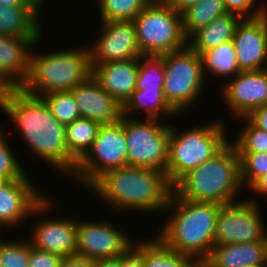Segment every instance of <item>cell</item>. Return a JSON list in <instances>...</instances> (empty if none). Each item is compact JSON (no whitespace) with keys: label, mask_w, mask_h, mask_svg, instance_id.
<instances>
[{"label":"cell","mask_w":267,"mask_h":267,"mask_svg":"<svg viewBox=\"0 0 267 267\" xmlns=\"http://www.w3.org/2000/svg\"><path fill=\"white\" fill-rule=\"evenodd\" d=\"M197 267H211L205 260L198 262Z\"/></svg>","instance_id":"obj_45"},{"label":"cell","mask_w":267,"mask_h":267,"mask_svg":"<svg viewBox=\"0 0 267 267\" xmlns=\"http://www.w3.org/2000/svg\"><path fill=\"white\" fill-rule=\"evenodd\" d=\"M1 131L3 130L0 129V176L7 180L22 179L26 174L8 147L4 132Z\"/></svg>","instance_id":"obj_35"},{"label":"cell","mask_w":267,"mask_h":267,"mask_svg":"<svg viewBox=\"0 0 267 267\" xmlns=\"http://www.w3.org/2000/svg\"><path fill=\"white\" fill-rule=\"evenodd\" d=\"M88 188L112 208L147 212L165 210L173 192L166 172L132 166L108 170Z\"/></svg>","instance_id":"obj_2"},{"label":"cell","mask_w":267,"mask_h":267,"mask_svg":"<svg viewBox=\"0 0 267 267\" xmlns=\"http://www.w3.org/2000/svg\"><path fill=\"white\" fill-rule=\"evenodd\" d=\"M63 257L48 251L38 250L30 243L28 267H60Z\"/></svg>","instance_id":"obj_36"},{"label":"cell","mask_w":267,"mask_h":267,"mask_svg":"<svg viewBox=\"0 0 267 267\" xmlns=\"http://www.w3.org/2000/svg\"><path fill=\"white\" fill-rule=\"evenodd\" d=\"M220 207L218 203L185 200L172 192L166 207L172 215L158 236L173 251L203 261L214 246Z\"/></svg>","instance_id":"obj_3"},{"label":"cell","mask_w":267,"mask_h":267,"mask_svg":"<svg viewBox=\"0 0 267 267\" xmlns=\"http://www.w3.org/2000/svg\"><path fill=\"white\" fill-rule=\"evenodd\" d=\"M233 42L240 72L266 69L267 13L242 18L236 26Z\"/></svg>","instance_id":"obj_15"},{"label":"cell","mask_w":267,"mask_h":267,"mask_svg":"<svg viewBox=\"0 0 267 267\" xmlns=\"http://www.w3.org/2000/svg\"><path fill=\"white\" fill-rule=\"evenodd\" d=\"M205 261L211 267H247L267 264V240L213 246Z\"/></svg>","instance_id":"obj_21"},{"label":"cell","mask_w":267,"mask_h":267,"mask_svg":"<svg viewBox=\"0 0 267 267\" xmlns=\"http://www.w3.org/2000/svg\"><path fill=\"white\" fill-rule=\"evenodd\" d=\"M241 186L239 156L228 142L208 161L184 174L173 185V192L185 200L224 205L234 202Z\"/></svg>","instance_id":"obj_4"},{"label":"cell","mask_w":267,"mask_h":267,"mask_svg":"<svg viewBox=\"0 0 267 267\" xmlns=\"http://www.w3.org/2000/svg\"><path fill=\"white\" fill-rule=\"evenodd\" d=\"M243 118L247 124L235 143L232 142L237 153L267 152V131L256 127L247 117Z\"/></svg>","instance_id":"obj_32"},{"label":"cell","mask_w":267,"mask_h":267,"mask_svg":"<svg viewBox=\"0 0 267 267\" xmlns=\"http://www.w3.org/2000/svg\"><path fill=\"white\" fill-rule=\"evenodd\" d=\"M44 0H0L2 5L41 4Z\"/></svg>","instance_id":"obj_44"},{"label":"cell","mask_w":267,"mask_h":267,"mask_svg":"<svg viewBox=\"0 0 267 267\" xmlns=\"http://www.w3.org/2000/svg\"><path fill=\"white\" fill-rule=\"evenodd\" d=\"M224 86V99L229 109L240 118L267 104V68L241 71Z\"/></svg>","instance_id":"obj_16"},{"label":"cell","mask_w":267,"mask_h":267,"mask_svg":"<svg viewBox=\"0 0 267 267\" xmlns=\"http://www.w3.org/2000/svg\"><path fill=\"white\" fill-rule=\"evenodd\" d=\"M255 0H224L225 7L228 13H234L239 15L241 18H255L267 13L266 7L254 9L253 13L247 12L252 9ZM245 15V16H244Z\"/></svg>","instance_id":"obj_37"},{"label":"cell","mask_w":267,"mask_h":267,"mask_svg":"<svg viewBox=\"0 0 267 267\" xmlns=\"http://www.w3.org/2000/svg\"><path fill=\"white\" fill-rule=\"evenodd\" d=\"M101 35L89 49L90 64L137 59L142 56L133 21H101Z\"/></svg>","instance_id":"obj_12"},{"label":"cell","mask_w":267,"mask_h":267,"mask_svg":"<svg viewBox=\"0 0 267 267\" xmlns=\"http://www.w3.org/2000/svg\"><path fill=\"white\" fill-rule=\"evenodd\" d=\"M247 118L259 129L267 131V104L254 109Z\"/></svg>","instance_id":"obj_40"},{"label":"cell","mask_w":267,"mask_h":267,"mask_svg":"<svg viewBox=\"0 0 267 267\" xmlns=\"http://www.w3.org/2000/svg\"><path fill=\"white\" fill-rule=\"evenodd\" d=\"M135 109L145 110L147 119H158L160 114H178L166 101L163 91L135 90L122 106L123 116Z\"/></svg>","instance_id":"obj_28"},{"label":"cell","mask_w":267,"mask_h":267,"mask_svg":"<svg viewBox=\"0 0 267 267\" xmlns=\"http://www.w3.org/2000/svg\"><path fill=\"white\" fill-rule=\"evenodd\" d=\"M30 72L22 88L43 96L52 92L71 91L91 74L89 49H70L36 55L31 49Z\"/></svg>","instance_id":"obj_5"},{"label":"cell","mask_w":267,"mask_h":267,"mask_svg":"<svg viewBox=\"0 0 267 267\" xmlns=\"http://www.w3.org/2000/svg\"><path fill=\"white\" fill-rule=\"evenodd\" d=\"M168 5L173 7L178 12L186 9L188 6L192 4H196L201 0H164Z\"/></svg>","instance_id":"obj_42"},{"label":"cell","mask_w":267,"mask_h":267,"mask_svg":"<svg viewBox=\"0 0 267 267\" xmlns=\"http://www.w3.org/2000/svg\"><path fill=\"white\" fill-rule=\"evenodd\" d=\"M95 260L79 254L63 257L60 267H94Z\"/></svg>","instance_id":"obj_39"},{"label":"cell","mask_w":267,"mask_h":267,"mask_svg":"<svg viewBox=\"0 0 267 267\" xmlns=\"http://www.w3.org/2000/svg\"><path fill=\"white\" fill-rule=\"evenodd\" d=\"M164 72V97L180 113L193 101L195 103L204 85L200 55L188 45L164 54Z\"/></svg>","instance_id":"obj_8"},{"label":"cell","mask_w":267,"mask_h":267,"mask_svg":"<svg viewBox=\"0 0 267 267\" xmlns=\"http://www.w3.org/2000/svg\"><path fill=\"white\" fill-rule=\"evenodd\" d=\"M191 256L173 251L159 236L143 242V267H197Z\"/></svg>","instance_id":"obj_25"},{"label":"cell","mask_w":267,"mask_h":267,"mask_svg":"<svg viewBox=\"0 0 267 267\" xmlns=\"http://www.w3.org/2000/svg\"><path fill=\"white\" fill-rule=\"evenodd\" d=\"M128 166L124 116L114 124L101 125L91 149L78 162L74 176L87 188L104 172Z\"/></svg>","instance_id":"obj_10"},{"label":"cell","mask_w":267,"mask_h":267,"mask_svg":"<svg viewBox=\"0 0 267 267\" xmlns=\"http://www.w3.org/2000/svg\"><path fill=\"white\" fill-rule=\"evenodd\" d=\"M219 122V123H218ZM220 121L176 133L170 126L166 175L174 185L189 170L216 155L227 143Z\"/></svg>","instance_id":"obj_6"},{"label":"cell","mask_w":267,"mask_h":267,"mask_svg":"<svg viewBox=\"0 0 267 267\" xmlns=\"http://www.w3.org/2000/svg\"><path fill=\"white\" fill-rule=\"evenodd\" d=\"M258 203L255 199L221 205L214 246L267 240Z\"/></svg>","instance_id":"obj_11"},{"label":"cell","mask_w":267,"mask_h":267,"mask_svg":"<svg viewBox=\"0 0 267 267\" xmlns=\"http://www.w3.org/2000/svg\"><path fill=\"white\" fill-rule=\"evenodd\" d=\"M25 175L22 179L8 180L0 188V225L16 226L26 216L49 208L48 198L42 197ZM47 208V209H46Z\"/></svg>","instance_id":"obj_14"},{"label":"cell","mask_w":267,"mask_h":267,"mask_svg":"<svg viewBox=\"0 0 267 267\" xmlns=\"http://www.w3.org/2000/svg\"><path fill=\"white\" fill-rule=\"evenodd\" d=\"M164 77V55H142L139 58L136 90L163 91Z\"/></svg>","instance_id":"obj_29"},{"label":"cell","mask_w":267,"mask_h":267,"mask_svg":"<svg viewBox=\"0 0 267 267\" xmlns=\"http://www.w3.org/2000/svg\"><path fill=\"white\" fill-rule=\"evenodd\" d=\"M241 17L234 13H228L216 18L207 26L200 28L191 35L192 40H187V45L195 52L209 51L229 41H233L236 26Z\"/></svg>","instance_id":"obj_23"},{"label":"cell","mask_w":267,"mask_h":267,"mask_svg":"<svg viewBox=\"0 0 267 267\" xmlns=\"http://www.w3.org/2000/svg\"><path fill=\"white\" fill-rule=\"evenodd\" d=\"M30 243L38 250L48 251L62 257L76 254L77 220L45 219L36 223Z\"/></svg>","instance_id":"obj_20"},{"label":"cell","mask_w":267,"mask_h":267,"mask_svg":"<svg viewBox=\"0 0 267 267\" xmlns=\"http://www.w3.org/2000/svg\"><path fill=\"white\" fill-rule=\"evenodd\" d=\"M8 180L5 177L0 176V188L7 182Z\"/></svg>","instance_id":"obj_46"},{"label":"cell","mask_w":267,"mask_h":267,"mask_svg":"<svg viewBox=\"0 0 267 267\" xmlns=\"http://www.w3.org/2000/svg\"><path fill=\"white\" fill-rule=\"evenodd\" d=\"M100 126V123L84 117L66 125L67 148L78 162L91 149Z\"/></svg>","instance_id":"obj_26"},{"label":"cell","mask_w":267,"mask_h":267,"mask_svg":"<svg viewBox=\"0 0 267 267\" xmlns=\"http://www.w3.org/2000/svg\"><path fill=\"white\" fill-rule=\"evenodd\" d=\"M240 181L250 187L260 176L267 172V152L238 153Z\"/></svg>","instance_id":"obj_33"},{"label":"cell","mask_w":267,"mask_h":267,"mask_svg":"<svg viewBox=\"0 0 267 267\" xmlns=\"http://www.w3.org/2000/svg\"><path fill=\"white\" fill-rule=\"evenodd\" d=\"M94 267H120V256L95 260Z\"/></svg>","instance_id":"obj_43"},{"label":"cell","mask_w":267,"mask_h":267,"mask_svg":"<svg viewBox=\"0 0 267 267\" xmlns=\"http://www.w3.org/2000/svg\"><path fill=\"white\" fill-rule=\"evenodd\" d=\"M0 108L15 122L30 150L61 172L74 173L78 161L67 148L66 125L53 116L43 96L22 87L3 88Z\"/></svg>","instance_id":"obj_1"},{"label":"cell","mask_w":267,"mask_h":267,"mask_svg":"<svg viewBox=\"0 0 267 267\" xmlns=\"http://www.w3.org/2000/svg\"><path fill=\"white\" fill-rule=\"evenodd\" d=\"M128 166L166 171L170 124L124 116Z\"/></svg>","instance_id":"obj_9"},{"label":"cell","mask_w":267,"mask_h":267,"mask_svg":"<svg viewBox=\"0 0 267 267\" xmlns=\"http://www.w3.org/2000/svg\"><path fill=\"white\" fill-rule=\"evenodd\" d=\"M29 256L30 241H0V264L3 267H28Z\"/></svg>","instance_id":"obj_34"},{"label":"cell","mask_w":267,"mask_h":267,"mask_svg":"<svg viewBox=\"0 0 267 267\" xmlns=\"http://www.w3.org/2000/svg\"><path fill=\"white\" fill-rule=\"evenodd\" d=\"M132 21L143 56H161L187 45L181 13L164 0H152Z\"/></svg>","instance_id":"obj_7"},{"label":"cell","mask_w":267,"mask_h":267,"mask_svg":"<svg viewBox=\"0 0 267 267\" xmlns=\"http://www.w3.org/2000/svg\"><path fill=\"white\" fill-rule=\"evenodd\" d=\"M249 188L253 189L258 195H267V172L260 176Z\"/></svg>","instance_id":"obj_41"},{"label":"cell","mask_w":267,"mask_h":267,"mask_svg":"<svg viewBox=\"0 0 267 267\" xmlns=\"http://www.w3.org/2000/svg\"><path fill=\"white\" fill-rule=\"evenodd\" d=\"M92 76L123 106L136 90L139 58L91 65Z\"/></svg>","instance_id":"obj_19"},{"label":"cell","mask_w":267,"mask_h":267,"mask_svg":"<svg viewBox=\"0 0 267 267\" xmlns=\"http://www.w3.org/2000/svg\"><path fill=\"white\" fill-rule=\"evenodd\" d=\"M101 21H132L152 0H99Z\"/></svg>","instance_id":"obj_30"},{"label":"cell","mask_w":267,"mask_h":267,"mask_svg":"<svg viewBox=\"0 0 267 267\" xmlns=\"http://www.w3.org/2000/svg\"><path fill=\"white\" fill-rule=\"evenodd\" d=\"M43 98L60 123L68 125L81 117L71 91L52 92L43 95Z\"/></svg>","instance_id":"obj_31"},{"label":"cell","mask_w":267,"mask_h":267,"mask_svg":"<svg viewBox=\"0 0 267 267\" xmlns=\"http://www.w3.org/2000/svg\"><path fill=\"white\" fill-rule=\"evenodd\" d=\"M39 38L0 35V89L22 87L27 81L30 72L29 50L38 44Z\"/></svg>","instance_id":"obj_17"},{"label":"cell","mask_w":267,"mask_h":267,"mask_svg":"<svg viewBox=\"0 0 267 267\" xmlns=\"http://www.w3.org/2000/svg\"><path fill=\"white\" fill-rule=\"evenodd\" d=\"M120 267H143V242L133 244L124 254L120 255Z\"/></svg>","instance_id":"obj_38"},{"label":"cell","mask_w":267,"mask_h":267,"mask_svg":"<svg viewBox=\"0 0 267 267\" xmlns=\"http://www.w3.org/2000/svg\"><path fill=\"white\" fill-rule=\"evenodd\" d=\"M202 73L208 70L216 76H231L240 73L233 41L226 42L200 54ZM205 67V68H204Z\"/></svg>","instance_id":"obj_27"},{"label":"cell","mask_w":267,"mask_h":267,"mask_svg":"<svg viewBox=\"0 0 267 267\" xmlns=\"http://www.w3.org/2000/svg\"><path fill=\"white\" fill-rule=\"evenodd\" d=\"M71 92L81 117L101 125L114 124L121 120L122 106L100 86L92 74Z\"/></svg>","instance_id":"obj_18"},{"label":"cell","mask_w":267,"mask_h":267,"mask_svg":"<svg viewBox=\"0 0 267 267\" xmlns=\"http://www.w3.org/2000/svg\"><path fill=\"white\" fill-rule=\"evenodd\" d=\"M42 4H0V35L41 37L38 13Z\"/></svg>","instance_id":"obj_22"},{"label":"cell","mask_w":267,"mask_h":267,"mask_svg":"<svg viewBox=\"0 0 267 267\" xmlns=\"http://www.w3.org/2000/svg\"><path fill=\"white\" fill-rule=\"evenodd\" d=\"M180 13L183 35L187 40L200 28L228 14L224 0H201Z\"/></svg>","instance_id":"obj_24"},{"label":"cell","mask_w":267,"mask_h":267,"mask_svg":"<svg viewBox=\"0 0 267 267\" xmlns=\"http://www.w3.org/2000/svg\"><path fill=\"white\" fill-rule=\"evenodd\" d=\"M125 234L109 221L77 222L76 254L92 260L119 257L133 245Z\"/></svg>","instance_id":"obj_13"}]
</instances>
